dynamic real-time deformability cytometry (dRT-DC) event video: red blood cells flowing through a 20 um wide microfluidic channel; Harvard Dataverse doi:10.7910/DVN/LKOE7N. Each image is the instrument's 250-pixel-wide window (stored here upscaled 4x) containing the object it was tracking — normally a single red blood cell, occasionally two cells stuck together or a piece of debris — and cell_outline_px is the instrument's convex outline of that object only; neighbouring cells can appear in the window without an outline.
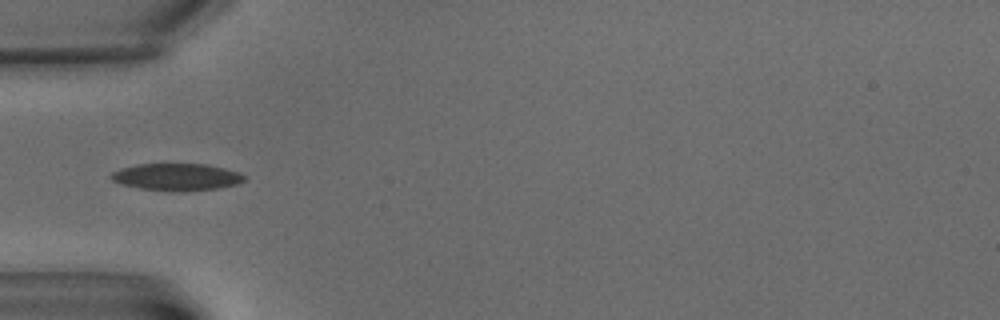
{"species": "common noctule bat (a hibernating species)", "species_latin": "Nyctalus noctula", "temperature_condition": "warm", "stored_images_in_passage": 7, "camera_frame_rate_fps": 3000, "um_per_image_px": 0.085, "animal": {"sex": "male", "body_mass_g": 15.6}, "frame": {"image": 1, "passage_image": 6, "time_ms": 7.0, "image_size_px": [1000, 320], "cell_outline_px": [[244, 180], [236, 184], [220, 188], [184, 192], [172, 192], [140, 188], [120, 184], [112, 180], [108, 176], [112, 172], [120, 168], [136, 164], [208, 164], [240, 172], [244, 176]], "centroid_in_image_um": [14.99, 15.05], "position_along_channel_um": 70.0, "area_um2": 21.33}}